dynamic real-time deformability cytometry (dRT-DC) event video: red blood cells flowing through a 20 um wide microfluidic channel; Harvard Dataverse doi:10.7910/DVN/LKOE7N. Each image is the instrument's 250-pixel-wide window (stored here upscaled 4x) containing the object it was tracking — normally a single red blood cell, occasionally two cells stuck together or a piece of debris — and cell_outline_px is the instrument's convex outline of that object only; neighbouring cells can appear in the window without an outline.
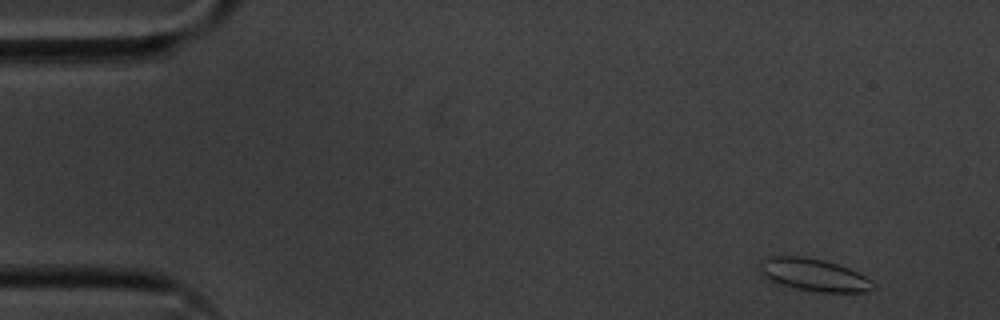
{"species": "common noctule bat (a hibernating species)", "species_latin": "Nyctalus noctula", "temperature_condition": "cold", "stored_images_in_passage": 52, "camera_frame_rate_fps": 3000, "um_per_image_px": 0.085, "animal": {"sex": "male", "body_mass_g": 20.1, "forearm_length_mm": 53.5}, "frame": {"image": 1, "passage_image": 1, "time_ms": 0.0, "image_size_px": [1000, 320], "cell_outline_px": [[876, 288], [864, 292], [820, 292], [796, 288], [776, 284], [768, 280], [760, 272], [760, 260], [768, 256], [804, 256], [824, 260], [848, 268], [872, 280], [876, 284]], "centroid_in_image_um": [69.15, 23.36], "position_along_channel_um": 15.9, "area_um2": 21.62}}
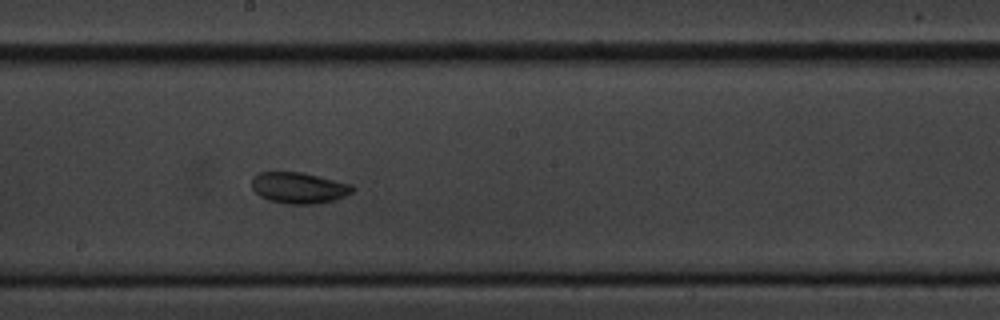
{"frame": {"image": 2, "passage_image": 27, "time_ms": 8.667, "image_size_px": [1000, 320], "cell_outline_px": [[352, 192], [344, 196], [332, 200], [312, 204], [284, 204], [268, 200], [260, 196], [252, 188], [252, 176], [256, 172], [300, 172], [352, 184]], "centroid_in_image_um": [25.34, 15.96], "position_along_channel_um": 222.9, "area_um2": 18.15}}
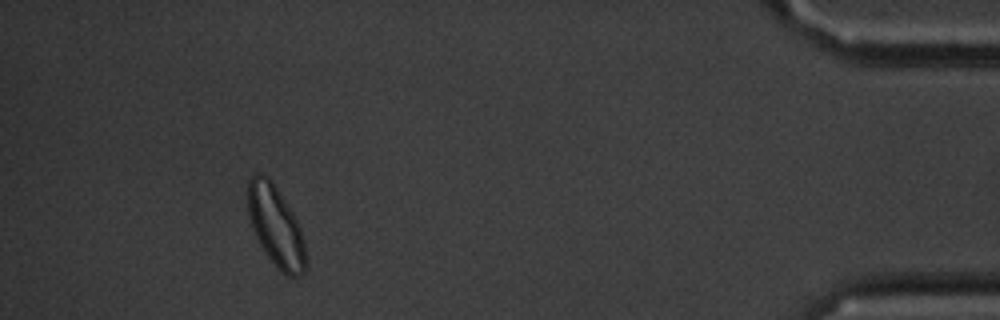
{"frame": {"image": 3, "passage_image": 48, "time_ms": 15.667, "image_size_px": [1000, 320], "cell_outline_px": [[304, 272], [300, 276], [288, 276], [280, 272], [276, 268], [264, 252], [256, 236], [248, 216], [248, 180], [256, 172], [260, 172], [268, 176], [272, 180], [292, 212], [300, 228], [304, 240]], "centroid_in_image_um": [23.41, 19.2], "position_along_channel_um": 411.8, "area_um2": 27.05}, "authors_computed_cell_mechanics": {"area_um2": 19.3919, "velocity_mm_per_s": 3.5602, "shape_relaxation_time_tau1_ms": 2.6487, "shape_relaxation_time_tau2_ms": null, "deformation_change_tau1": 0.0923, "deformation_change_tau2": null}}